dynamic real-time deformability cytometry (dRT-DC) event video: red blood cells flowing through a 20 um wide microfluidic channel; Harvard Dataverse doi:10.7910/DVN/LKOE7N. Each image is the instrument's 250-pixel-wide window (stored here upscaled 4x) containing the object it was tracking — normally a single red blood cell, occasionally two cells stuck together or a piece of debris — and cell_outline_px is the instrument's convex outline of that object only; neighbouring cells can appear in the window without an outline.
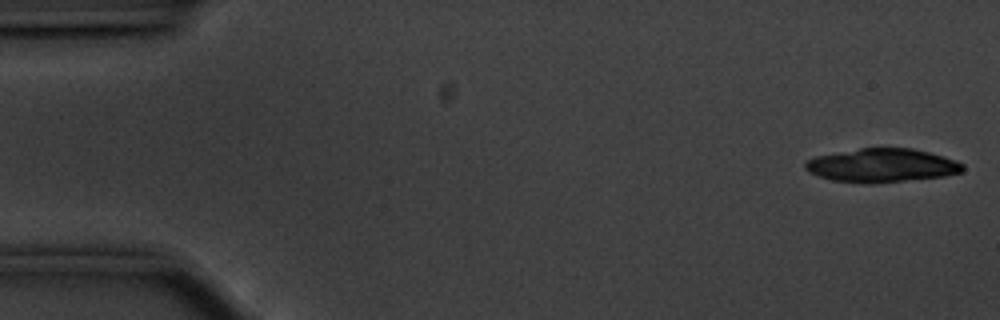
{"species": "common noctule bat (a hibernating species)", "species_latin": "Nyctalus noctula", "temperature_condition": "cold", "stored_images_in_passage": 15, "camera_frame_rate_fps": 3000, "um_per_image_px": 0.085, "animal": {"sex": "male", "body_mass_g": 20.1, "forearm_length_mm": 53.5}, "frame": {"image": 1, "passage_image": 1, "time_ms": 0.0, "image_size_px": [1000, 320], "cell_outline_px": [[964, 172], [944, 176], [872, 184], [832, 180], [808, 172], [804, 168], [804, 164], [808, 160], [816, 156], [860, 148], [912, 148], [944, 156], [964, 164]], "centroid_in_image_um": [74.98, 14.06], "position_along_channel_um": 10.0, "area_um2": 30.81}}